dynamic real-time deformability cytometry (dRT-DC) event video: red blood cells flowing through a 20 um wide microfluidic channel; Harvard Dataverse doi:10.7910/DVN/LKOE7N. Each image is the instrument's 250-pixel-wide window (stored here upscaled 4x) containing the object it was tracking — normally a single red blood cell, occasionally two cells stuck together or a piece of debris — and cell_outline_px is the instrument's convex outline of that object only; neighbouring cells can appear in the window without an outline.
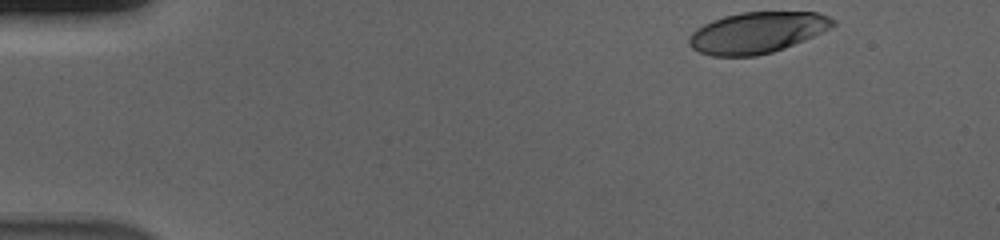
{"species": "human", "species_latin": "Homo sapiens", "temperature_condition": "cold", "stored_images_in_passage": 50, "camera_frame_rate_fps": 3000, "um_per_image_px": 0.085, "donor": {"sex": "male"}, "frame": {"image": 1, "passage_image": 1, "time_ms": 0.0, "image_size_px": [1000, 240], "cell_outline_px": [[836, 24], [804, 40], [784, 48], [772, 52], [756, 56], [712, 56], [700, 52], [692, 48], [688, 44], [688, 40], [692, 32], [696, 28], [712, 20], [724, 16], [740, 12], [816, 12], [828, 16], [836, 20]], "centroid_in_image_um": [64.32, 2.77], "position_along_channel_um": 20.7, "area_um2": 34.33}}
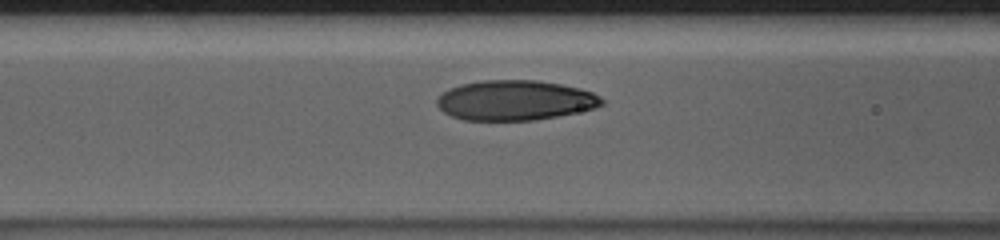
{"frame": {"image": 2, "passage_image": 18, "time_ms": 5.667, "image_size_px": [1000, 240], "cell_outline_px": [[604, 104], [596, 108], [536, 120], [464, 120], [452, 116], [444, 112], [436, 104], [436, 100], [448, 88], [460, 84], [484, 80], [536, 80], [560, 84], [580, 88], [592, 92], [600, 96], [604, 100]], "centroid_in_image_um": [43.79, 8.52], "position_along_channel_um": 122.8, "area_um2": 38.44}}
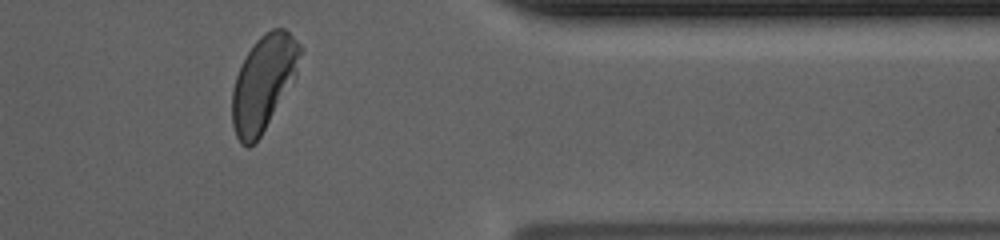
{"frame": {"image": 3, "passage_image": 41, "time_ms": 13.333, "image_size_px": [1000, 240], "cell_outline_px": [[304, 48], [296, 76], [256, 144], [248, 148], [240, 144], [236, 136], [232, 124], [232, 88], [236, 76], [248, 52], [256, 40], [264, 32], [272, 28], [284, 28]], "centroid_in_image_um": [22.4, 7.06], "position_along_channel_um": 389.0, "area_um2": 37.74}, "authors_computed_cell_mechanics": {"area_um2": 37.6278, "velocity_mm_per_s": 3.6628, "shape_relaxation_time_tau1_ms": 2.8317, "shape_relaxation_time_tau2_ms": 0.7766, "deformation_change_tau1": 0.1666, "deformation_change_tau2": 0.052}}